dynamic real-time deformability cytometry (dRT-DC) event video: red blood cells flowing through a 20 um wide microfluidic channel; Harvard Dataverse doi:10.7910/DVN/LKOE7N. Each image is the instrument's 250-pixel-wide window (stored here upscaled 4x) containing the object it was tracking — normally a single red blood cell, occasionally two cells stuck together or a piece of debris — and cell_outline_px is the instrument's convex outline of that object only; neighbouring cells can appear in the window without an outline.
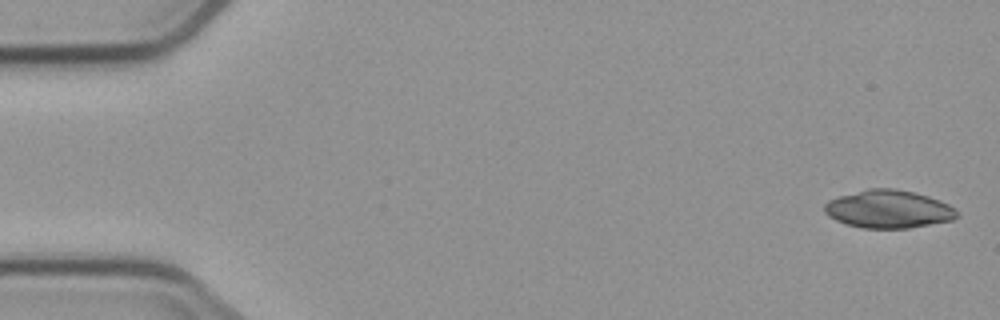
{"species": "common noctule bat (a hibernating species)", "species_latin": "Nyctalus noctula", "temperature_condition": "cold", "stored_images_in_passage": 5, "camera_frame_rate_fps": 3000, "um_per_image_px": 0.085, "animal": {"sex": "male", "body_mass_g": 23.1, "forearm_length_mm": 52.7}, "frame": {"image": 1, "passage_image": 1, "time_ms": 0.0, "image_size_px": [1000, 320], "cell_outline_px": [[960, 216], [952, 220], [908, 228], [860, 228], [844, 224], [828, 216], [824, 212], [824, 204], [828, 200], [840, 196], [868, 188], [892, 188], [912, 192], [928, 196], [940, 200], [948, 204]], "centroid_in_image_um": [75.48, 17.78], "position_along_channel_um": 9.5, "area_um2": 29.25}}